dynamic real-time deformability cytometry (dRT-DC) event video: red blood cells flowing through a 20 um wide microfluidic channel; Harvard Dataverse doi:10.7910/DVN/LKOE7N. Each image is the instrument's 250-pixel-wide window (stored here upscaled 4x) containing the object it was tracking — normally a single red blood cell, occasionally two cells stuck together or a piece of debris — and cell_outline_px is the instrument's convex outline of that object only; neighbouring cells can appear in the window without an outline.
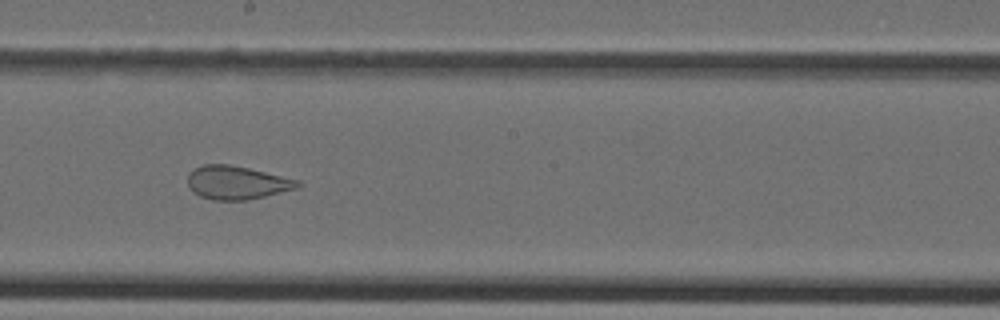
{"species": "Egyptian fruit bat (a non-hibernating species)", "species_latin": "Rousettus aegyptiacus", "temperature_condition": "cold", "stored_images_in_passage": 37, "camera_frame_rate_fps": 3000, "um_per_image_px": 0.085, "animal": {"sex": "female"}, "frame": {"image": 1, "passage_image": 22, "time_ms": 7.0, "image_size_px": [1000, 320], "cell_outline_px": [[304, 184], [296, 188], [248, 200], [212, 200], [200, 196], [188, 184], [188, 176], [196, 168], [204, 164], [228, 164], [248, 168], [300, 180]], "centroid_in_image_um": [20.17, 15.52], "position_along_channel_um": 228.0, "area_um2": 21.1}}
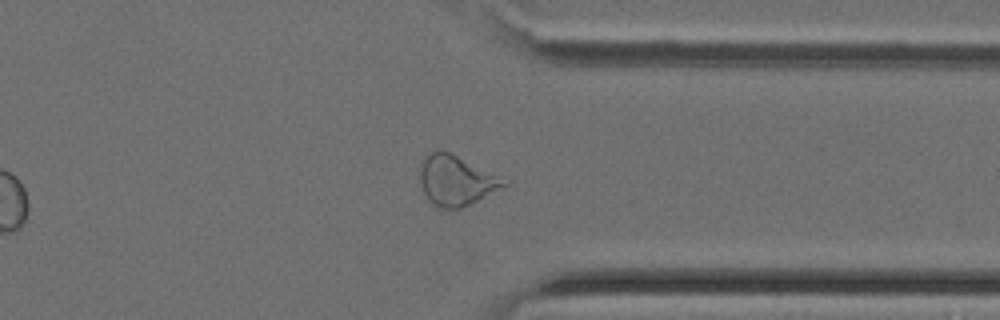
{"frame": {"image": 2, "passage_image": 32, "time_ms": 10.333, "image_size_px": [1000, 320], "cell_outline_px": [[508, 184], [460, 208], [440, 208], [424, 192], [420, 180], [420, 164], [432, 152], [440, 148], [508, 180]], "centroid_in_image_um": [38.76, 15.31], "position_along_channel_um": 372.6, "area_um2": 23.58}}